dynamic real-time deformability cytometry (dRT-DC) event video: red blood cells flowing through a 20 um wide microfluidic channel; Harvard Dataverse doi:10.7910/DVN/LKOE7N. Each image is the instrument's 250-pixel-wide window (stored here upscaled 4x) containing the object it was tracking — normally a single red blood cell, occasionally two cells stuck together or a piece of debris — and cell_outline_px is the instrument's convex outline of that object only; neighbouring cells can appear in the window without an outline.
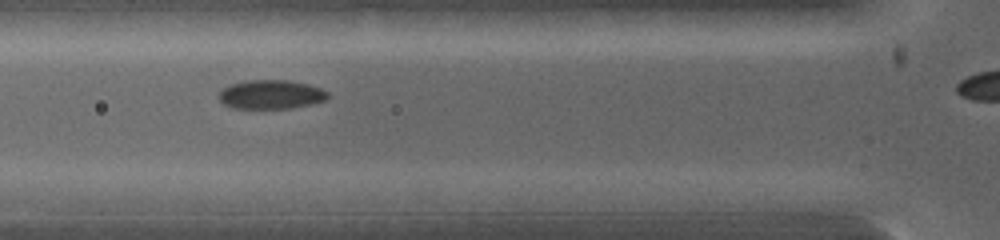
{"species": "common noctule bat (a hibernating species)", "species_latin": "Nyctalus noctula", "temperature_condition": "warm", "stored_images_in_passage": 6, "camera_frame_rate_fps": 5000, "um_per_image_px": 0.085, "animal": {"sex": "female", "body_mass_g": 19.0, "forearm_length_mm": 53.3}, "frame": {"image": 1, "passage_image": 2, "time_ms": 0.4, "image_size_px": [1000, 240], "cell_outline_px": [[328, 100], [292, 108], [232, 108], [224, 104], [220, 100], [220, 92], [224, 88], [232, 84], [244, 80], [288, 80], [308, 84], [320, 88], [328, 92]], "centroid_in_image_um": [23.06, 8.03], "position_along_channel_um": 102.7, "area_um2": 18.32}}
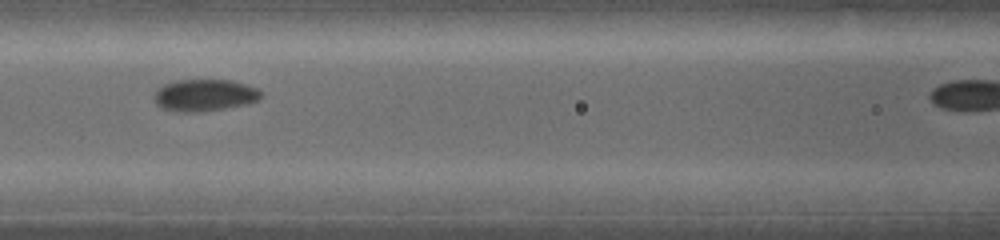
{"frame": {"image": 2, "passage_image": 4, "time_ms": 1.2, "image_size_px": [1000, 240], "cell_outline_px": [[260, 100], [248, 104], [224, 108], [196, 112], [184, 112], [160, 108], [156, 104], [156, 92], [164, 84], [176, 80], [232, 80], [256, 88], [260, 92]], "centroid_in_image_um": [17.4, 8.09], "position_along_channel_um": 149.2, "area_um2": 19.59}}